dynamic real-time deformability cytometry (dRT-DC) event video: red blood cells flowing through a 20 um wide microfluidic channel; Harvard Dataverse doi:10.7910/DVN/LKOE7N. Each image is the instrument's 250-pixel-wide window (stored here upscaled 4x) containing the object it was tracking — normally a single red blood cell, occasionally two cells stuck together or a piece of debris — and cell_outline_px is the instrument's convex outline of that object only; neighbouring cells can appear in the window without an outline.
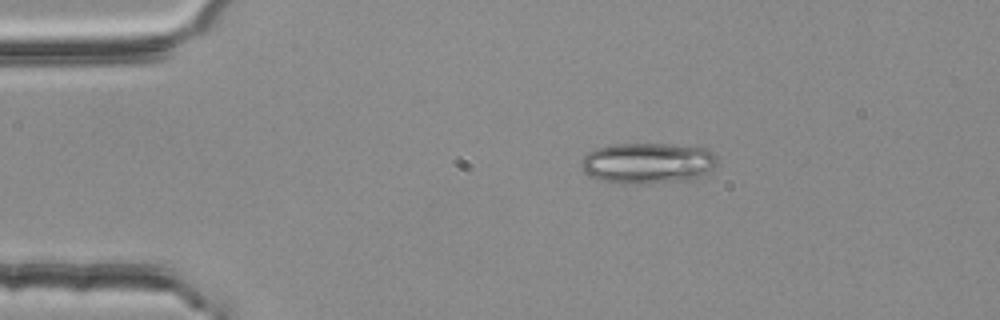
{"species": "common noctule bat (a hibernating species)", "species_latin": "Nyctalus noctula", "temperature_condition": "room temperature", "stored_images_in_passage": 3, "camera_frame_rate_fps": 3000, "um_per_image_px": 0.085, "animal": {"sex": "female", "body_mass_g": 25.1}, "frame": {"image": 1, "passage_image": 1, "time_ms": 0.0, "image_size_px": [1000, 320], "cell_outline_px": [[716, 164], [704, 176], [688, 180], [640, 184], [632, 184], [600, 180], [584, 172], [580, 168], [580, 160], [592, 148], [612, 144], [664, 144], [708, 148], [716, 156]], "centroid_in_image_um": [55.03, 13.86], "position_along_channel_um": 30.0, "area_um2": 32.66}}